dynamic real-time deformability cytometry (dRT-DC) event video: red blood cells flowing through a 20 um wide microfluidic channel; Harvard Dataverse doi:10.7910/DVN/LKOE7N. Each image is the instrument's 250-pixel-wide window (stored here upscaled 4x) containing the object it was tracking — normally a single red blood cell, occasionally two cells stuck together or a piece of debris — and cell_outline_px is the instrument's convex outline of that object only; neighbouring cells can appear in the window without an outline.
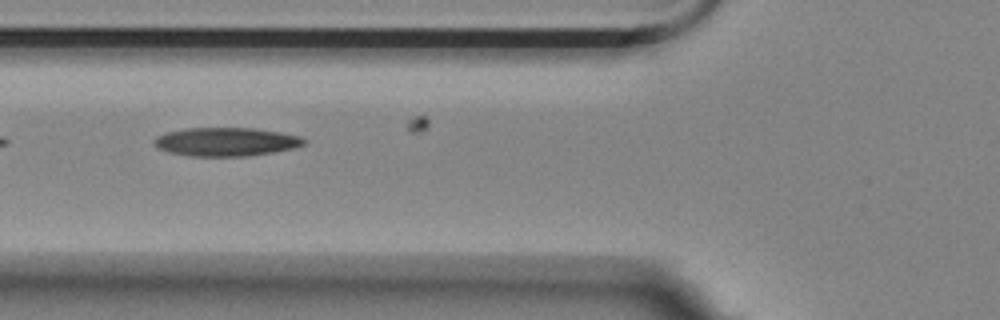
{"species": "Egyptian fruit bat (a non-hibernating species)", "species_latin": "Rousettus aegyptiacus", "temperature_condition": "room temperature", "stored_images_in_passage": 9, "camera_frame_rate_fps": 3000, "um_per_image_px": 0.085, "animal": {"sex": "female"}, "frame": {"image": 1, "passage_image": 3, "time_ms": 0.667, "image_size_px": [1000, 320], "cell_outline_px": [[308, 140], [304, 144], [296, 148], [248, 156], [188, 156], [168, 152], [160, 148], [156, 144], [156, 136], [168, 132], [184, 128], [252, 128], [280, 132], [300, 136]], "centroid_in_image_um": [19.27, 12.05], "position_along_channel_um": 106.5, "area_um2": 24.85}}
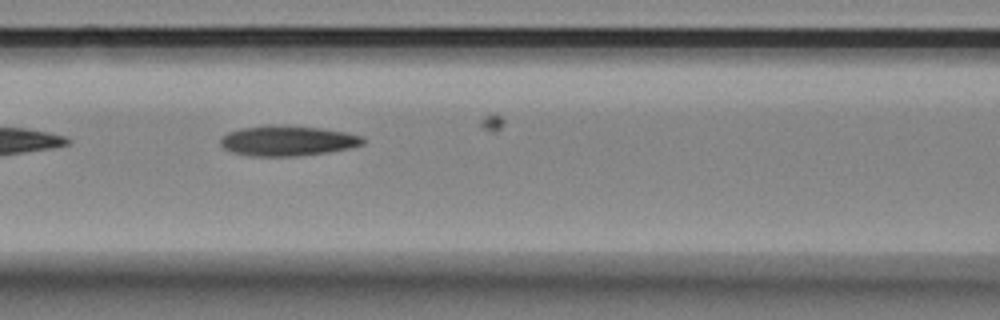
{"frame": {"image": 2, "passage_image": 6, "time_ms": 1.667, "image_size_px": [1000, 320], "cell_outline_px": [[364, 144], [348, 148], [328, 152], [296, 156], [252, 156], [232, 152], [224, 148], [220, 144], [220, 136], [228, 132], [240, 128], [320, 128], [344, 132], [360, 136], [364, 140]], "centroid_in_image_um": [24.42, 12.02], "position_along_channel_um": 142.2, "area_um2": 23.87}}